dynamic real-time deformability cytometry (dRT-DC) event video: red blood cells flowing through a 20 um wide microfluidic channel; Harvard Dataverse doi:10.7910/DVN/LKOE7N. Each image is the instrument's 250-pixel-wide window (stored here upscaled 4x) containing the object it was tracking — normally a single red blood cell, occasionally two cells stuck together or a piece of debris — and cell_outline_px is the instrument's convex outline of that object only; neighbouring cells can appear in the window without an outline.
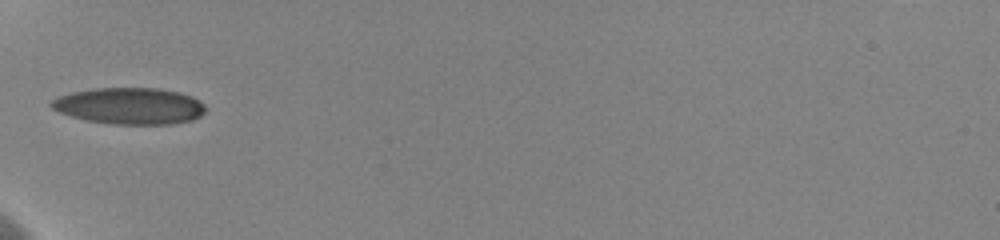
{"species": "human", "species_latin": "Homo sapiens", "temperature_condition": "cold", "stored_images_in_passage": 36, "camera_frame_rate_fps": 3000, "um_per_image_px": 0.085, "donor": {"sex": "female"}, "frame": {"image": 1, "passage_image": 1, "time_ms": 0.0, "image_size_px": [1000, 240], "cell_outline_px": [[204, 112], [200, 116], [192, 120], [172, 124], [112, 124], [88, 120], [72, 116], [60, 112], [52, 108], [48, 104], [52, 100], [60, 96], [72, 92], [96, 88], [156, 88], [180, 92], [192, 96], [204, 104]], "centroid_in_image_um": [11.03, 9.0], "position_along_channel_um": 74.0, "area_um2": 32.66}, "authors_computed_cell_mechanics": {"area_um2": 31.1542, "velocity_mm_per_s": 3.6003, "shape_relaxation_time_tau1_ms": 4.7336, "shape_relaxation_time_tau2_ms": 1.0008, "deformation_change_tau1": 0.1644, "deformation_change_tau2": 0.0521}}